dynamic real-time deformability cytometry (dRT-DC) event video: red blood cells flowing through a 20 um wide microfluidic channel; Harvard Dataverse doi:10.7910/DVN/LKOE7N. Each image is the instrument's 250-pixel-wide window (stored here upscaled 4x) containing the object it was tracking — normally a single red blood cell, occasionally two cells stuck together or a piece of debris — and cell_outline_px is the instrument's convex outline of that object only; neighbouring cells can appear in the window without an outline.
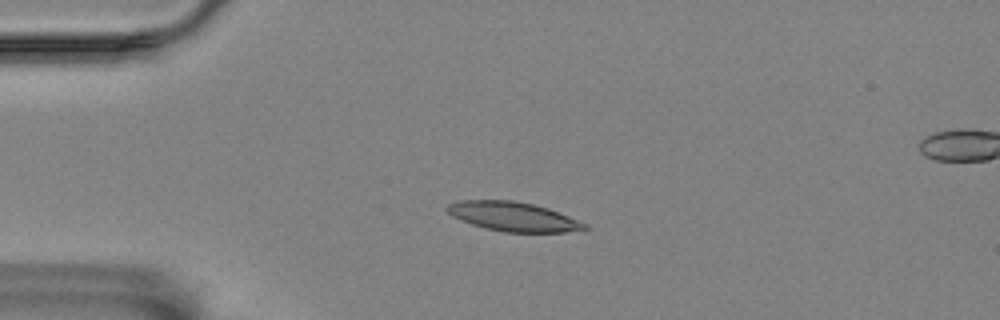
{"species": "Egyptian fruit bat (a non-hibernating species)", "species_latin": "Rousettus aegyptiacus", "temperature_condition": "room temperature", "stored_images_in_passage": 48, "camera_frame_rate_fps": 3000, "um_per_image_px": 0.085, "animal": {"sex": "female"}, "frame": {"image": 1, "passage_image": 12, "time_ms": 3.667, "image_size_px": [1000, 320], "cell_outline_px": [[588, 228], [584, 232], [504, 232], [484, 228], [472, 224], [452, 216], [444, 208], [448, 204], [460, 200], [512, 200], [532, 204], [548, 208], [588, 224]], "centroid_in_image_um": [43.66, 18.42], "position_along_channel_um": 41.3, "area_um2": 23.58}}
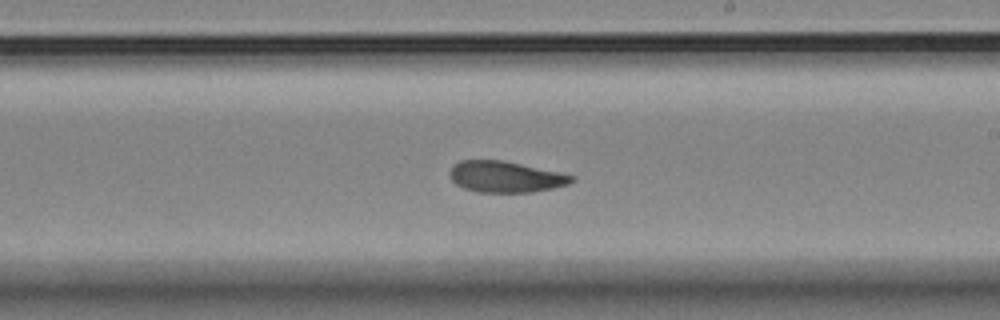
{"frame": {"image": 2, "passage_image": 32, "time_ms": 10.333, "image_size_px": [1000, 320], "cell_outline_px": [[576, 176], [568, 184], [552, 188], [532, 192], [476, 192], [464, 188], [456, 184], [452, 180], [448, 172], [460, 160], [504, 160], [560, 172]], "centroid_in_image_um": [42.96, 15.02], "position_along_channel_um": 246.0, "area_um2": 22.08}}
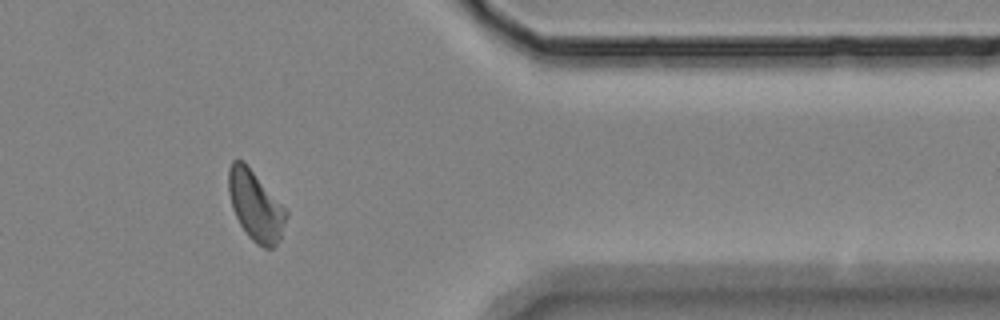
{"frame": {"image": 3, "passage_image": 46, "time_ms": 15.0, "image_size_px": [1000, 320], "cell_outline_px": [[288, 216], [280, 240], [272, 248], [264, 248], [256, 244], [248, 236], [240, 224], [232, 208], [228, 192], [228, 168], [232, 160], [244, 160], [288, 212]], "centroid_in_image_um": [21.71, 17.48], "position_along_channel_um": 389.7, "area_um2": 23.52}, "authors_computed_cell_mechanics": {"area_um2": 22.9177, "velocity_mm_per_s": 3.4602, "shape_relaxation_time_tau1_ms": 7.2858, "shape_relaxation_time_tau2_ms": 3.908, "deformation_change_tau1": 0.1727, "deformation_change_tau2": 0.0719}}